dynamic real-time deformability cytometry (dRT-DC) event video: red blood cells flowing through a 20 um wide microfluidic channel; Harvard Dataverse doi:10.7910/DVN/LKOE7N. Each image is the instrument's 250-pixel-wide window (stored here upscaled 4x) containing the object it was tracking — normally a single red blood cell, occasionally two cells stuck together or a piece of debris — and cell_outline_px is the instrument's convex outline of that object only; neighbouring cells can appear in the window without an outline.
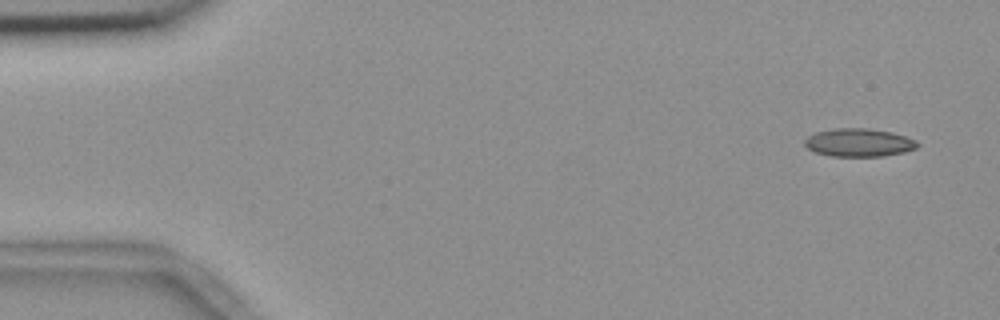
{"species": "common noctule bat (a hibernating species)", "species_latin": "Nyctalus noctula", "temperature_condition": "room temperature", "stored_images_in_passage": 54, "camera_frame_rate_fps": 3000, "um_per_image_px": 0.085, "animal": {"sex": "female", "body_mass_g": 18.4}, "frame": {"image": 1, "passage_image": 2, "time_ms": 0.333, "image_size_px": [1000, 320], "cell_outline_px": [[920, 144], [916, 148], [904, 152], [884, 156], [832, 156], [816, 152], [808, 148], [804, 144], [804, 140], [808, 136], [816, 132], [836, 128], [868, 128], [892, 132], [916, 140]], "centroid_in_image_um": [73.02, 12.11], "position_along_channel_um": 12.0, "area_um2": 18.44}}
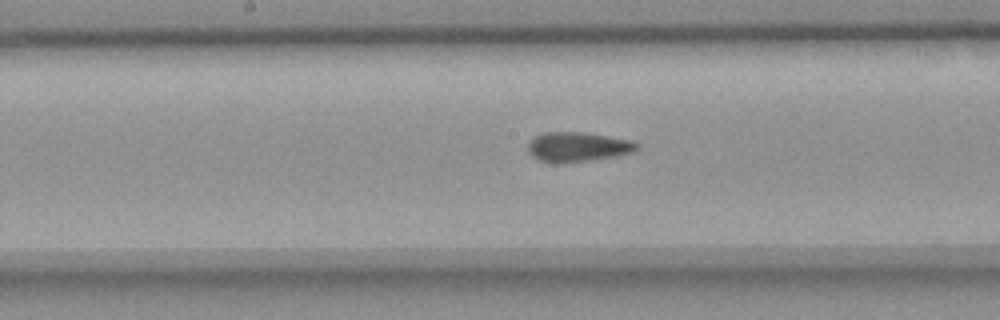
{"frame": {"image": 2, "passage_image": 27, "time_ms": 8.667, "image_size_px": [1000, 320], "cell_outline_px": [[640, 148], [632, 152], [620, 156], [564, 164], [556, 164], [540, 160], [532, 156], [528, 152], [528, 144], [536, 136], [544, 132], [584, 132], [632, 140], [640, 144]], "centroid_in_image_um": [49.15, 12.5], "position_along_channel_um": 199.1, "area_um2": 19.19}}
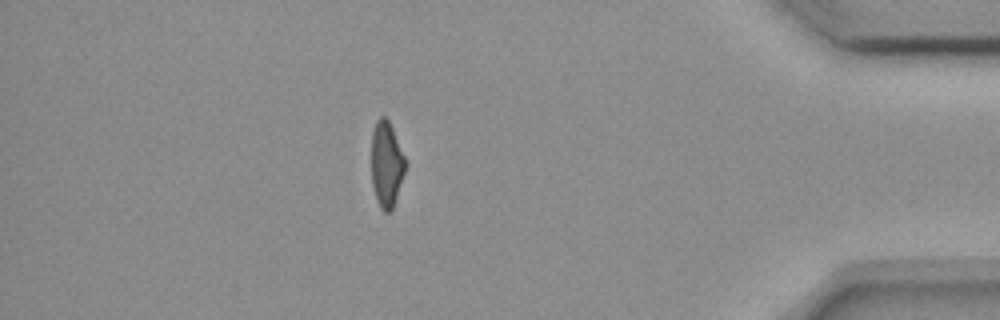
{"frame": {"image": 3, "passage_image": 47, "time_ms": 15.333, "image_size_px": [1000, 320], "cell_outline_px": [[408, 164], [392, 208], [388, 212], [384, 212], [380, 208], [376, 200], [372, 184], [372, 132], [376, 120], [380, 116], [384, 116], [388, 120], [392, 128]], "centroid_in_image_um": [32.86, 13.95], "position_along_channel_um": 402.3, "area_um2": 16.94}, "authors_computed_cell_mechanics": {"area_um2": 18.6116, "velocity_mm_per_s": 3.6879, "shape_relaxation_time_tau1_ms": 10.776, "shape_relaxation_time_tau2_ms": 2.041, "deformation_change_tau1": 0.2273, "deformation_change_tau2": 0.0938}}